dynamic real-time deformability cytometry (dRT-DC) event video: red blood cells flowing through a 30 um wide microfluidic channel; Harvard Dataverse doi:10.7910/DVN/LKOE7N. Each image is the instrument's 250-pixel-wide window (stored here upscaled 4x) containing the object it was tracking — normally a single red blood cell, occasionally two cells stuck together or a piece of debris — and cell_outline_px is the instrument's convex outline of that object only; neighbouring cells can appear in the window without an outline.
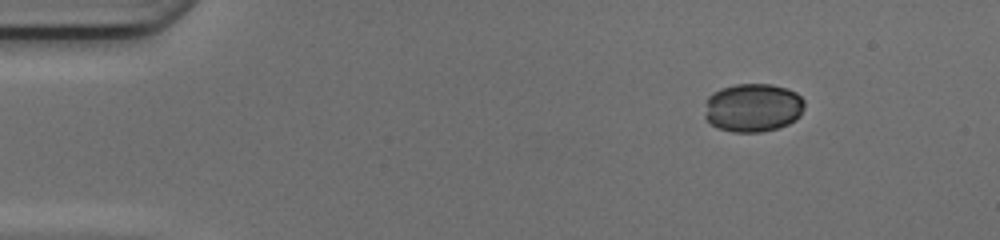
{"species": "common noctule bat (a hibernating species)", "species_latin": "Nyctalus noctula", "temperature_condition": "cold", "stored_images_in_passage": 44, "camera_frame_rate_fps": 3000, "um_per_image_px": 0.085, "animal": {"sex": "female", "body_mass_g": 17.0, "forearm_length_mm": 48.0}, "frame": {"image": 1, "passage_image": 1, "time_ms": 0.0, "image_size_px": [1000, 240], "cell_outline_px": [[804, 108], [800, 116], [796, 120], [788, 124], [776, 128], [760, 132], [732, 132], [716, 128], [704, 116], [708, 96], [712, 92], [720, 88], [736, 84], [772, 84], [788, 88], [796, 92], [804, 100]], "centroid_in_image_um": [64.0, 9.14], "position_along_channel_um": 21.0, "area_um2": 28.5}}
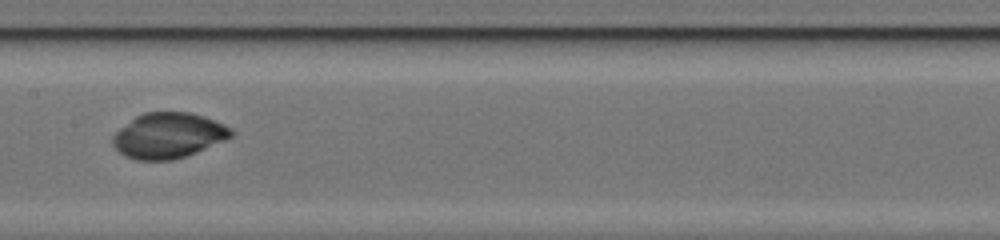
{"frame": {"image": 2, "passage_image": 20, "time_ms": 6.333, "image_size_px": [1000, 240], "cell_outline_px": [[236, 132], [232, 136], [224, 140], [196, 152], [172, 160], [136, 160], [120, 152], [112, 144], [112, 136], [120, 128], [136, 116], [144, 112], [188, 112], [204, 116], [224, 124], [232, 128]], "centroid_in_image_um": [14.32, 11.51], "position_along_channel_um": 193.1, "area_um2": 31.15}}
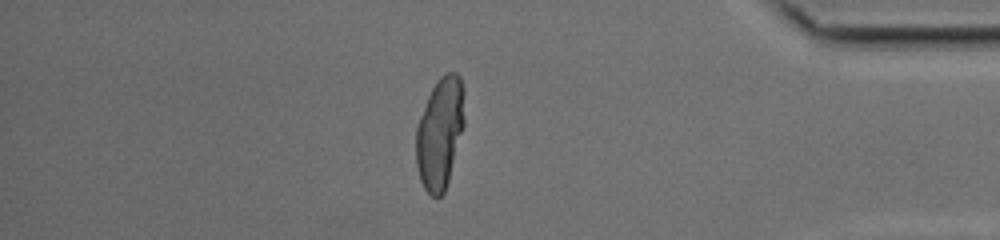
{"frame": {"image": 3, "passage_image": 37, "time_ms": 12.0, "image_size_px": [1000, 240], "cell_outline_px": [[464, 124], [448, 180], [444, 192], [440, 196], [432, 196], [424, 188], [420, 180], [416, 164], [416, 128], [420, 116], [428, 96], [436, 80], [440, 76], [448, 72], [456, 72], [460, 76], [464, 92]], "centroid_in_image_um": [37.39, 11.27], "position_along_channel_um": 397.8, "area_um2": 31.27}}